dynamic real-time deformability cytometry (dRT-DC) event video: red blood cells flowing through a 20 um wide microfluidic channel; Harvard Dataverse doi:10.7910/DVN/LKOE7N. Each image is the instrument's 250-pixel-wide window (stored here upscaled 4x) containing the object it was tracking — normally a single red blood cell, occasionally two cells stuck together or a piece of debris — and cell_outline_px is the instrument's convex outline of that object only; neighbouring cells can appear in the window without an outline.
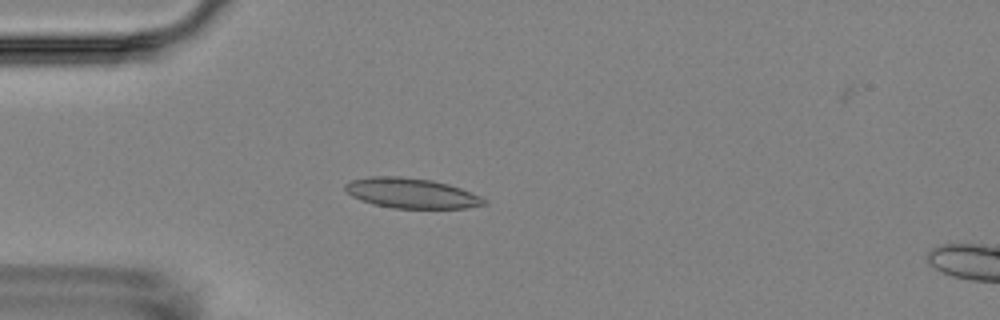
{"species": "Egyptian fruit bat (a non-hibernating species)", "species_latin": "Rousettus aegyptiacus", "temperature_condition": "room temperature", "stored_images_in_passage": 3, "camera_frame_rate_fps": 3000, "um_per_image_px": 0.085, "animal": {"sex": "female"}, "frame": {"image": 1, "passage_image": 1, "time_ms": 0.0, "image_size_px": [1000, 320], "cell_outline_px": [[488, 204], [468, 208], [392, 208], [372, 204], [360, 200], [352, 196], [344, 188], [344, 184], [348, 180], [368, 176], [400, 176], [432, 180], [448, 184], [460, 188], [480, 196], [488, 200]], "centroid_in_image_um": [34.94, 16.41], "position_along_channel_um": 50.1, "area_um2": 24.62}}